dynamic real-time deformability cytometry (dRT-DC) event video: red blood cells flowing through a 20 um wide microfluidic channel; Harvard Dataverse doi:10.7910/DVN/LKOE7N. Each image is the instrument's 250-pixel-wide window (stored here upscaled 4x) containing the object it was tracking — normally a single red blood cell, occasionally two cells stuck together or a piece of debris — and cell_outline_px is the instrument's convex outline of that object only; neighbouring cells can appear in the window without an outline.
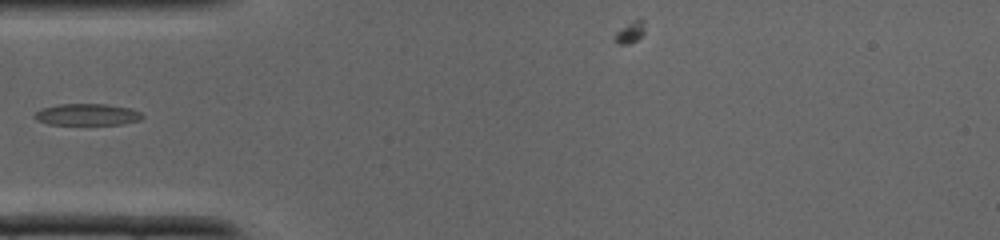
{"species": "common noctule bat (a hibernating species)", "species_latin": "Nyctalus noctula", "temperature_condition": "cold", "stored_images_in_passage": 27, "camera_frame_rate_fps": 3000, "um_per_image_px": 0.085, "animal": {"sex": "male", "body_mass_g": 19.0, "forearm_length_mm": 50.8}, "frame": {"image": 1, "passage_image": 1, "time_ms": 0.0, "image_size_px": [1000, 240], "cell_outline_px": [[144, 116], [140, 120], [124, 124], [48, 124], [36, 120], [32, 116], [40, 108], [56, 104], [104, 104], [128, 108], [140, 112]], "centroid_in_image_um": [7.36, 9.73], "position_along_channel_um": 77.6, "area_um2": 13.58}}
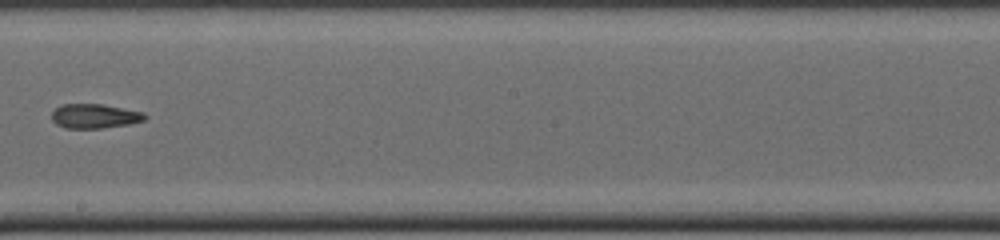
{"frame": {"image": 2, "passage_image": 10, "time_ms": 3.0, "image_size_px": [1000, 240], "cell_outline_px": [[148, 116], [144, 120], [128, 124], [100, 128], [64, 128], [56, 124], [52, 120], [52, 112], [60, 104], [100, 104], [144, 112]], "centroid_in_image_um": [8.02, 9.86], "position_along_channel_um": 240.2, "area_um2": 13.18}}
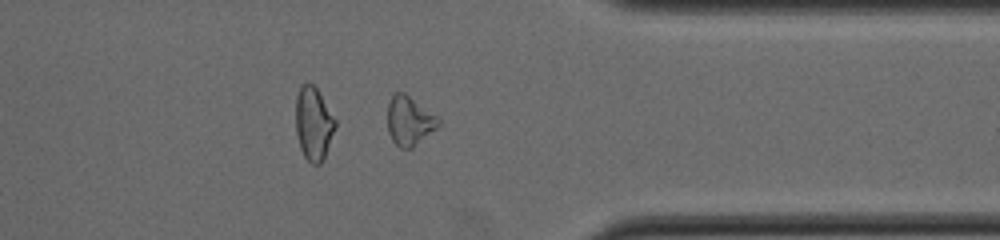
{"frame": {"image": 3, "passage_image": 18, "time_ms": 5.667, "image_size_px": [1000, 240], "cell_outline_px": [[440, 124], [436, 128], [412, 148], [400, 148], [392, 140], [388, 132], [388, 104], [392, 96], [396, 92], [404, 92], [436, 116], [440, 120]], "centroid_in_image_um": [34.78, 10.27], "position_along_channel_um": 376.6, "area_um2": 14.28}}